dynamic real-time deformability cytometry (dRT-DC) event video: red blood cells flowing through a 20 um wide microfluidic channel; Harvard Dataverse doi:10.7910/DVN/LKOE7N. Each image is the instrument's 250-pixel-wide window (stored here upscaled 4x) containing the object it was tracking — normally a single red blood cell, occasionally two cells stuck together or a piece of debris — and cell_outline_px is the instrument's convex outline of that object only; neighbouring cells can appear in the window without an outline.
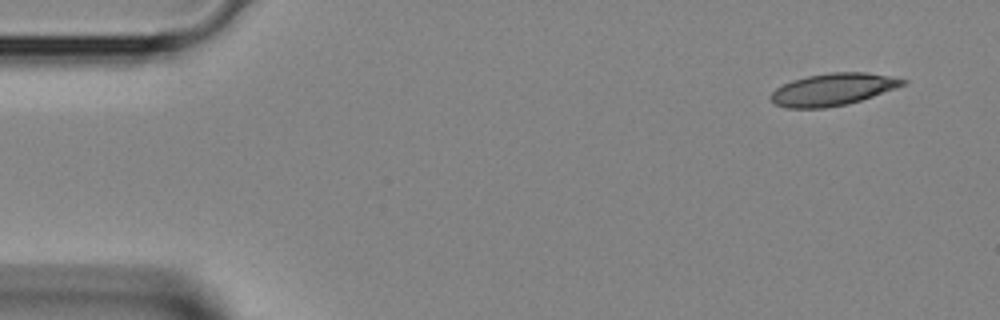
{"species": "Egyptian fruit bat (a non-hibernating species)", "species_latin": "Rousettus aegyptiacus", "temperature_condition": "room temperature", "stored_images_in_passage": 3, "camera_frame_rate_fps": 3000, "um_per_image_px": 0.085, "animal": {"sex": "female"}, "frame": {"image": 1, "passage_image": 1, "time_ms": 0.0, "image_size_px": [1000, 320], "cell_outline_px": [[908, 84], [848, 104], [824, 108], [788, 108], [776, 104], [768, 96], [776, 88], [792, 80], [808, 76], [832, 72], [868, 72], [908, 80]], "centroid_in_image_um": [70.8, 7.6], "position_along_channel_um": 14.2, "area_um2": 24.62}}
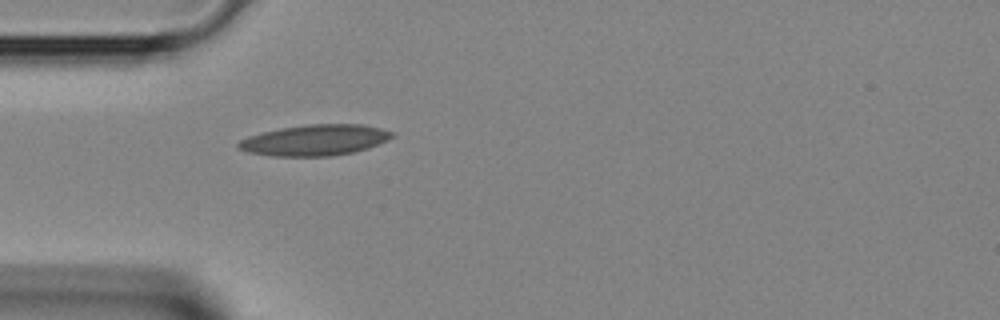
{"frame": {"image": 2, "passage_image": 3, "time_ms": 0.667, "image_size_px": [1000, 320], "cell_outline_px": [[396, 136], [388, 140], [368, 148], [352, 152], [332, 156], [272, 156], [248, 152], [240, 148], [236, 144], [240, 140], [248, 136], [280, 128], [304, 124], [360, 124], [380, 128], [396, 132]], "centroid_in_image_um": [26.81, 11.9], "position_along_channel_um": 58.2, "area_um2": 27.74}}